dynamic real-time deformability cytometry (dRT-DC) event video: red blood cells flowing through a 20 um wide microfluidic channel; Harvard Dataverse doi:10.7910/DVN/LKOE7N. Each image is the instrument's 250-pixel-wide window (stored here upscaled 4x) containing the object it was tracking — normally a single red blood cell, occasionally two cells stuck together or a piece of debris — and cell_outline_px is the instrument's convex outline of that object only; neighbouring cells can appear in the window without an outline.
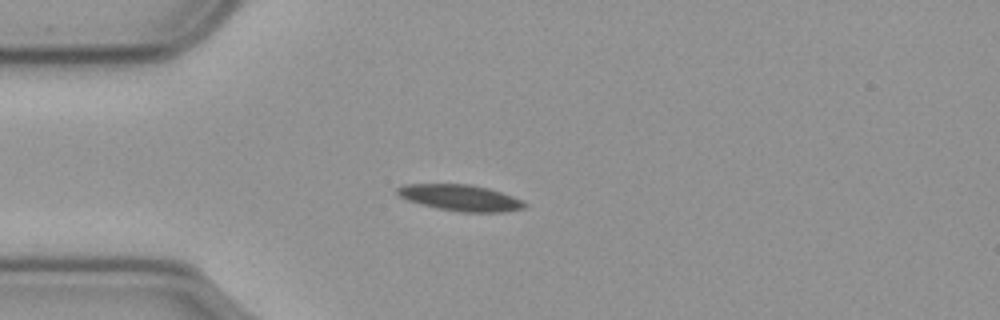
{"species": "common noctule bat (a hibernating species)", "species_latin": "Nyctalus noctula", "temperature_condition": "cold", "stored_images_in_passage": 49, "camera_frame_rate_fps": 3000, "um_per_image_px": 0.085, "animal": {"sex": "male", "body_mass_g": 23.1, "forearm_length_mm": 52.7}, "frame": {"image": 1, "passage_image": 11, "time_ms": 3.333, "image_size_px": [1000, 320], "cell_outline_px": [[528, 204], [524, 208], [504, 212], [460, 212], [436, 208], [420, 204], [408, 200], [400, 196], [396, 192], [396, 188], [404, 184], [468, 184], [488, 188], [524, 200]], "centroid_in_image_um": [39.14, 16.81], "position_along_channel_um": 45.9, "area_um2": 19.48}}
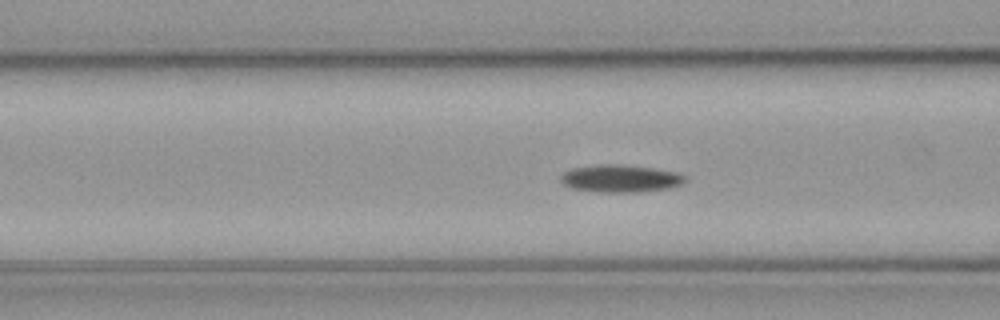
{"frame": {"image": 2, "passage_image": 18, "time_ms": 5.667, "image_size_px": [1000, 320], "cell_outline_px": [[688, 180], [680, 184], [668, 188], [640, 192], [600, 192], [572, 188], [564, 184], [560, 180], [560, 176], [564, 172], [572, 168], [600, 164], [612, 164], [656, 168], [680, 172], [688, 176]], "centroid_in_image_um": [52.79, 15.17], "position_along_channel_um": 113.8, "area_um2": 20.06}}
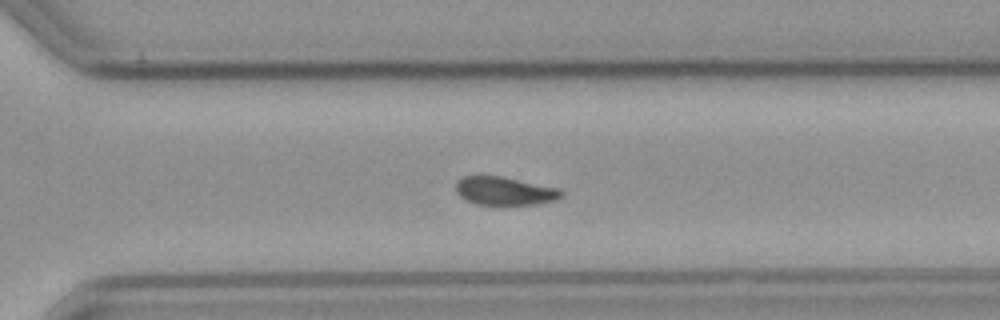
{"frame": {"image": 3, "passage_image": 36, "time_ms": 11.667, "image_size_px": [1000, 320], "cell_outline_px": [[564, 196], [556, 200], [536, 204], [476, 204], [464, 200], [456, 192], [456, 180], [464, 176], [500, 176], [560, 188], [564, 192]], "centroid_in_image_um": [42.91, 16.23], "position_along_channel_um": 327.7, "area_um2": 17.46}, "authors_computed_cell_mechanics": {"area_um2": 18.6116, "velocity_mm_per_s": 3.5665, "shape_relaxation_time_tau1_ms": 8.1494, "shape_relaxation_time_tau2_ms": null, "deformation_change_tau1": 0.1522, "deformation_change_tau2": null}}